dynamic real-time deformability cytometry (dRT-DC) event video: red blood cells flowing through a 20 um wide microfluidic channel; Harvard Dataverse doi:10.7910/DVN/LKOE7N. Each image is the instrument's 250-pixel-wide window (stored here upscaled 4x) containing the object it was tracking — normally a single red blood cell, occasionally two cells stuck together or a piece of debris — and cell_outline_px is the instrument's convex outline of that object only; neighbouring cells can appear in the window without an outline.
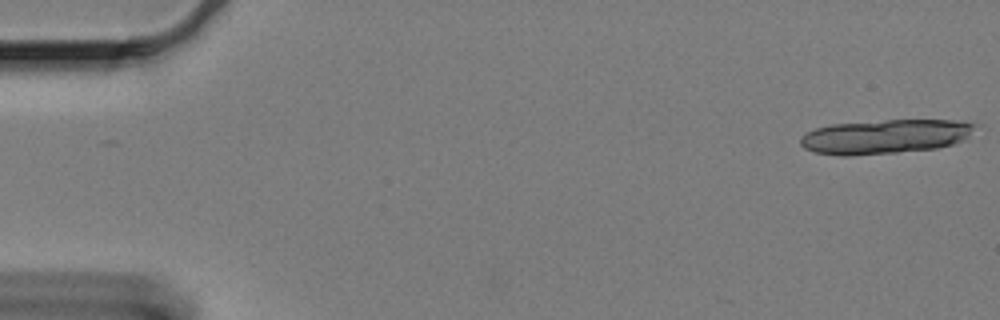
{"species": "Egyptian fruit bat (a non-hibernating species)", "species_latin": "Rousettus aegyptiacus", "temperature_condition": "cold", "stored_images_in_passage": 20, "camera_frame_rate_fps": 3000, "um_per_image_px": 0.085, "animal": {"sex": "female"}, "frame": {"image": 1, "passage_image": 1, "time_ms": 0.0, "image_size_px": [1000, 320], "cell_outline_px": [[972, 124], [968, 132], [960, 140], [952, 144], [936, 148], [896, 152], [848, 156], [844, 156], [816, 152], [804, 148], [800, 144], [800, 140], [808, 132], [816, 128], [832, 124], [884, 120], [952, 120]], "centroid_in_image_um": [75.11, 11.61], "position_along_channel_um": 9.9, "area_um2": 33.93}}